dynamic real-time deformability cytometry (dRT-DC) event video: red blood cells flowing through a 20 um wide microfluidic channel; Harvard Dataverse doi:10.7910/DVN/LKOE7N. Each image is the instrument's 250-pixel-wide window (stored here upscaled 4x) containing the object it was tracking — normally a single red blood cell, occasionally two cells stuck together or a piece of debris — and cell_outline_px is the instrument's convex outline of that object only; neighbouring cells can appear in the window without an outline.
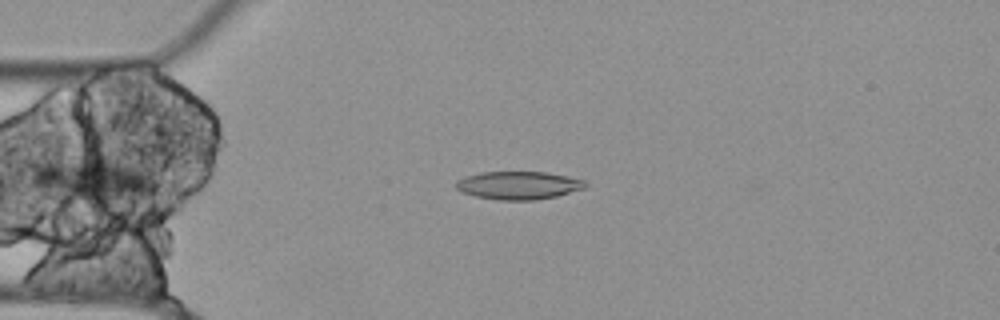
{"species": "Egyptian fruit bat (a non-hibernating species)", "species_latin": "Rousettus aegyptiacus", "temperature_condition": "cold", "stored_images_in_passage": 40, "camera_frame_rate_fps": 3000, "um_per_image_px": 0.085, "animal": {"sex": "female"}, "frame": {"image": 1, "passage_image": 2, "time_ms": 0.333, "image_size_px": [1000, 320], "cell_outline_px": [[588, 184], [584, 188], [556, 196], [536, 200], [496, 200], [476, 196], [460, 192], [456, 188], [456, 180], [464, 176], [480, 172], [544, 172], [584, 180]], "centroid_in_image_um": [44.01, 15.76], "position_along_channel_um": 41.0, "area_um2": 21.1}}
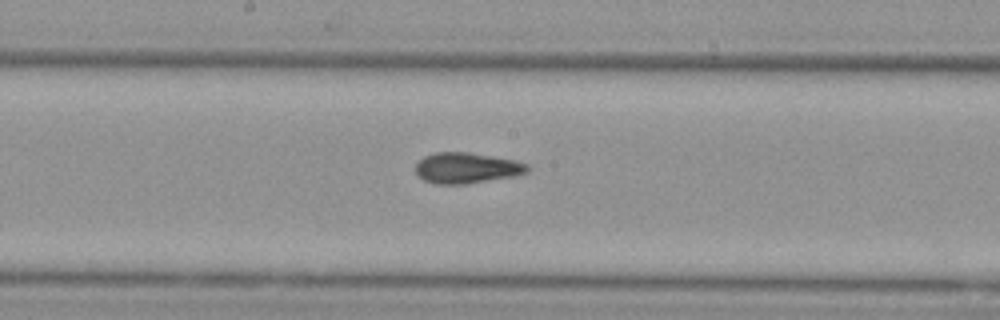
{"frame": {"image": 2, "passage_image": 17, "time_ms": 5.333, "image_size_px": [1000, 320], "cell_outline_px": [[532, 168], [528, 172], [516, 176], [464, 184], [436, 184], [424, 180], [416, 176], [416, 164], [424, 156], [436, 152], [468, 152], [516, 160], [528, 164]], "centroid_in_image_um": [39.69, 14.28], "position_along_channel_um": 208.5, "area_um2": 20.23}}
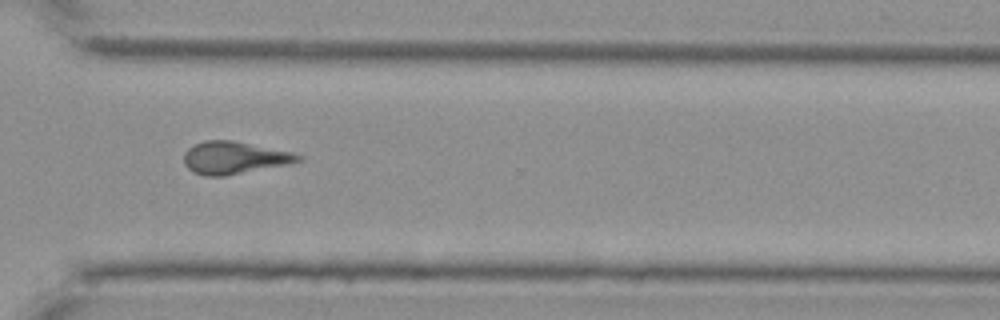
{"frame": {"image": 3, "passage_image": 29, "time_ms": 9.333, "image_size_px": [1000, 320], "cell_outline_px": [[304, 160], [288, 164], [224, 176], [204, 176], [192, 172], [184, 164], [184, 152], [192, 144], [204, 140], [232, 140], [292, 152], [304, 156]], "centroid_in_image_um": [19.89, 13.4], "position_along_channel_um": 350.7, "area_um2": 21.73}}